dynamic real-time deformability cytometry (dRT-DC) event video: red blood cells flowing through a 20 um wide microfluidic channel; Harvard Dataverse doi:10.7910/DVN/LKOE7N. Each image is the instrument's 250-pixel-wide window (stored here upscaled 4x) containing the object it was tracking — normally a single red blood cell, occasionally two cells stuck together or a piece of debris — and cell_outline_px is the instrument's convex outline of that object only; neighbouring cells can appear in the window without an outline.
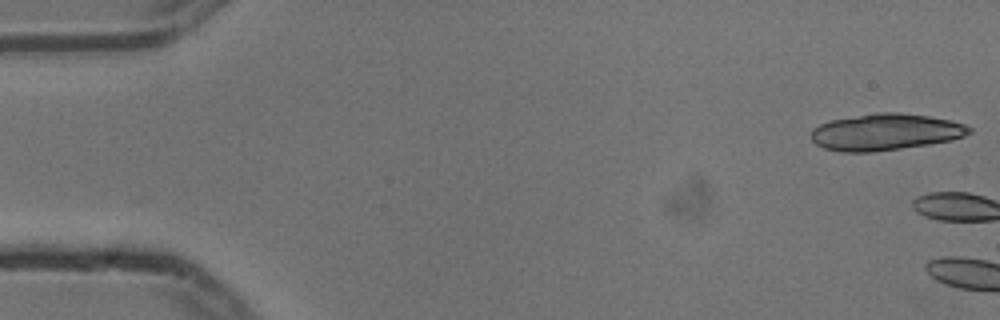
{"species": "common noctule bat (a hibernating species)", "species_latin": "Nyctalus noctula", "temperature_condition": "cold", "stored_images_in_passage": 3, "camera_frame_rate_fps": 3000, "um_per_image_px": 0.085, "animal": {"sex": "male", "body_mass_g": 13.3}, "frame": {"image": 1, "passage_image": 1, "time_ms": 0.0, "image_size_px": [1000, 320], "cell_outline_px": [[972, 132], [964, 136], [948, 140], [928, 144], [872, 152], [840, 152], [824, 148], [816, 144], [812, 140], [812, 128], [828, 120], [876, 112], [900, 112], [928, 116], [948, 120], [964, 124], [972, 128]], "centroid_in_image_um": [75.22, 11.21], "position_along_channel_um": 9.8, "area_um2": 33.64}}